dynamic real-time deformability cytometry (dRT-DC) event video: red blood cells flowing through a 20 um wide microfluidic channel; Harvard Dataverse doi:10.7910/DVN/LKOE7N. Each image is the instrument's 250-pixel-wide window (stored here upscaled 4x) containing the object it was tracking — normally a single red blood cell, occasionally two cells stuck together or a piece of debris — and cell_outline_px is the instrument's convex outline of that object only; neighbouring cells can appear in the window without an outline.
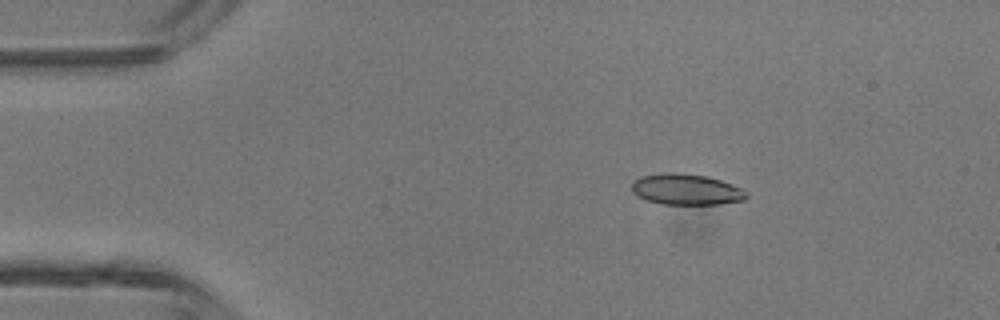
{"species": "common noctule bat (a hibernating species)", "species_latin": "Nyctalus noctula", "temperature_condition": "room temperature", "stored_images_in_passage": 5, "camera_frame_rate_fps": 3000, "um_per_image_px": 0.085, "animal": {"sex": "male", "body_mass_g": 13.3}, "frame": {"image": 1, "passage_image": 2, "time_ms": 1.333, "image_size_px": [1000, 320], "cell_outline_px": [[748, 196], [744, 200], [720, 204], [660, 204], [636, 196], [632, 192], [632, 184], [640, 176], [664, 172], [676, 172], [708, 176], [732, 184], [740, 188]], "centroid_in_image_um": [58.3, 16.09], "position_along_channel_um": 26.7, "area_um2": 20.69}}
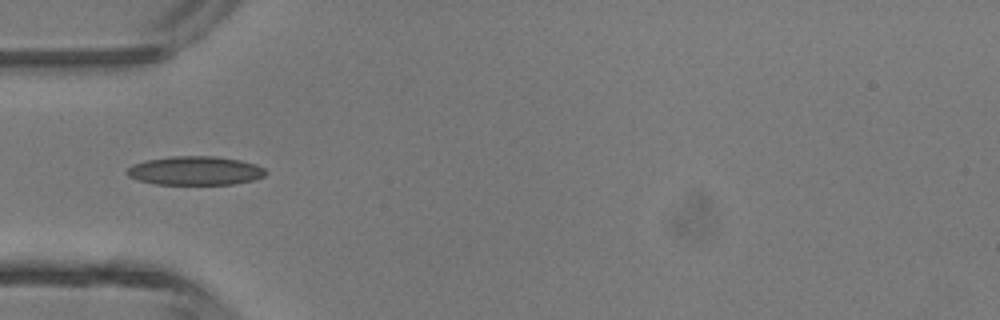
{"frame": {"image": 2, "passage_image": 4, "time_ms": 3.667, "image_size_px": [1000, 320], "cell_outline_px": [[268, 172], [264, 176], [252, 180], [236, 184], [156, 184], [136, 180], [128, 176], [124, 172], [132, 164], [144, 160], [172, 156], [216, 156], [240, 160], [256, 164], [264, 168]], "centroid_in_image_um": [16.57, 14.5], "position_along_channel_um": 68.4, "area_um2": 23.52}}
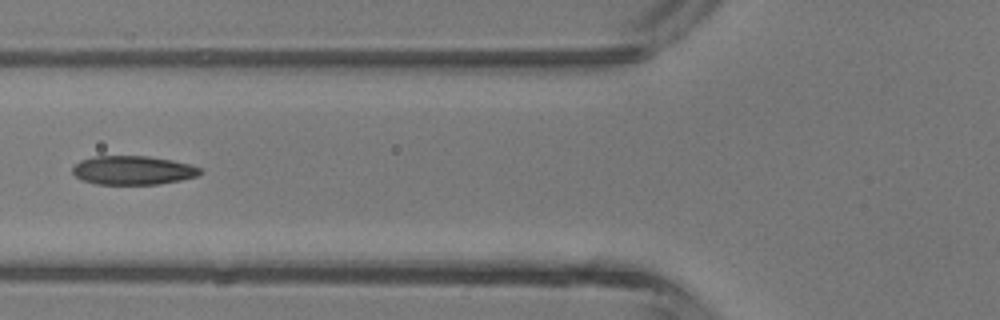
{"frame": {"image": 3, "passage_image": 5, "time_ms": 4.667, "image_size_px": [1000, 320], "cell_outline_px": [[204, 172], [200, 176], [180, 180], [156, 184], [96, 184], [84, 180], [76, 176], [72, 172], [72, 168], [80, 160], [92, 156], [148, 156], [172, 160], [188, 164], [200, 168]], "centroid_in_image_um": [11.32, 14.47], "position_along_channel_um": 114.5, "area_um2": 21.44}}